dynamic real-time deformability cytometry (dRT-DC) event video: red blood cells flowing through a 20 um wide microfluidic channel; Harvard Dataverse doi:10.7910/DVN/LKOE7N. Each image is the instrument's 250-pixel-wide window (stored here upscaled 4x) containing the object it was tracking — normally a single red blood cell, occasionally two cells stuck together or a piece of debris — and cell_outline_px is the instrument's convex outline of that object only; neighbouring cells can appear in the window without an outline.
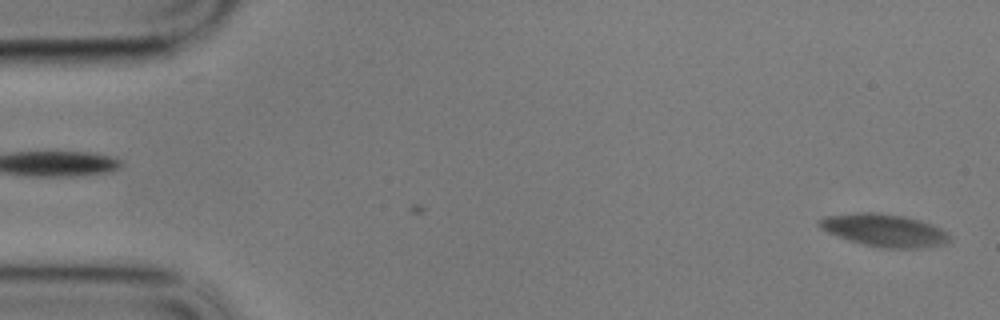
{"species": "common noctule bat (a hibernating species)", "species_latin": "Nyctalus noctula", "temperature_condition": "cold", "stored_images_in_passage": 63, "camera_frame_rate_fps": 3000, "um_per_image_px": 0.085, "animal": {"sex": "male", "body_mass_g": 17.9}, "frame": {"image": 1, "passage_image": 1, "time_ms": 0.0, "image_size_px": [1000, 320], "cell_outline_px": [[952, 240], [944, 244], [928, 248], [880, 248], [848, 240], [828, 232], [820, 228], [816, 224], [816, 220], [824, 216], [860, 212], [876, 212], [904, 216], [920, 220], [932, 224], [948, 232]], "centroid_in_image_um": [75.17, 19.57], "position_along_channel_um": 9.8, "area_um2": 25.09}}
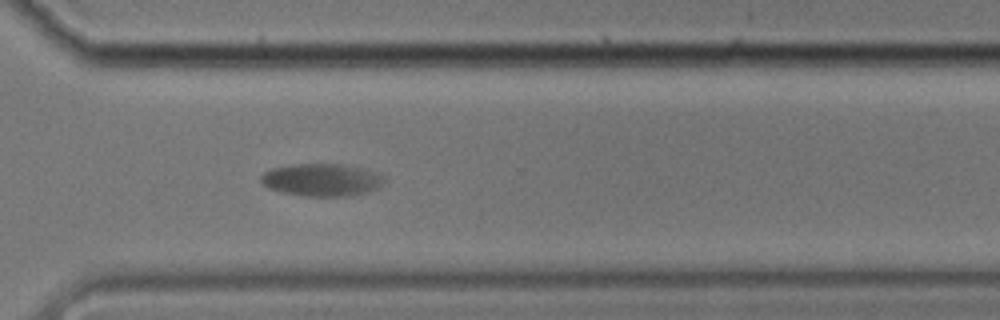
{"frame": {"image": 2, "passage_image": 45, "time_ms": 14.667, "image_size_px": [1000, 320], "cell_outline_px": [[384, 180], [380, 188], [368, 192], [348, 196], [304, 196], [284, 192], [268, 188], [260, 180], [260, 176], [264, 172], [272, 168], [292, 164], [344, 164], [376, 172], [384, 176]], "centroid_in_image_um": [27.36, 15.29], "position_along_channel_um": 343.2, "area_um2": 23.41}}
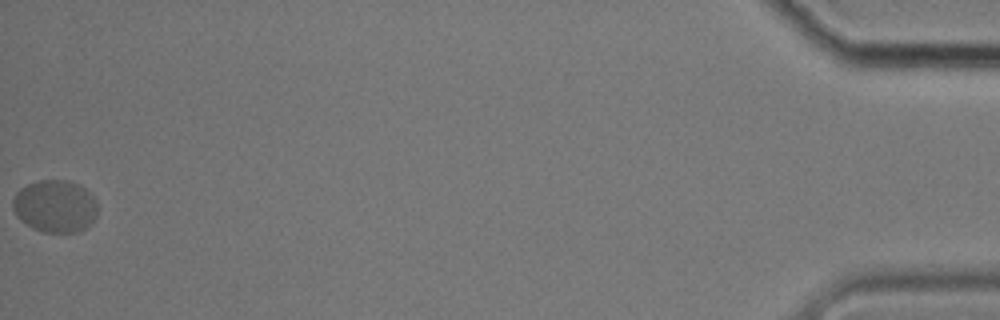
{"frame": {"image": 3, "passage_image": 63, "time_ms": 20.667, "image_size_px": [1000, 320], "cell_outline_px": [[96, 216], [80, 232], [44, 232], [32, 228], [20, 220], [16, 216], [12, 208], [12, 200], [16, 192], [20, 188], [28, 184], [40, 180], [68, 180], [80, 184], [96, 200]], "centroid_in_image_um": [4.65, 17.52], "position_along_channel_um": 430.6, "area_um2": 25.95}, "authors_computed_cell_mechanics": {"area_um2": 24.2182, "velocity_mm_per_s": 3.1448, "shape_relaxation_time_tau1_ms": 2.9232, "shape_relaxation_time_tau2_ms": null, "deformation_change_tau1": 0.077, "deformation_change_tau2": null}}